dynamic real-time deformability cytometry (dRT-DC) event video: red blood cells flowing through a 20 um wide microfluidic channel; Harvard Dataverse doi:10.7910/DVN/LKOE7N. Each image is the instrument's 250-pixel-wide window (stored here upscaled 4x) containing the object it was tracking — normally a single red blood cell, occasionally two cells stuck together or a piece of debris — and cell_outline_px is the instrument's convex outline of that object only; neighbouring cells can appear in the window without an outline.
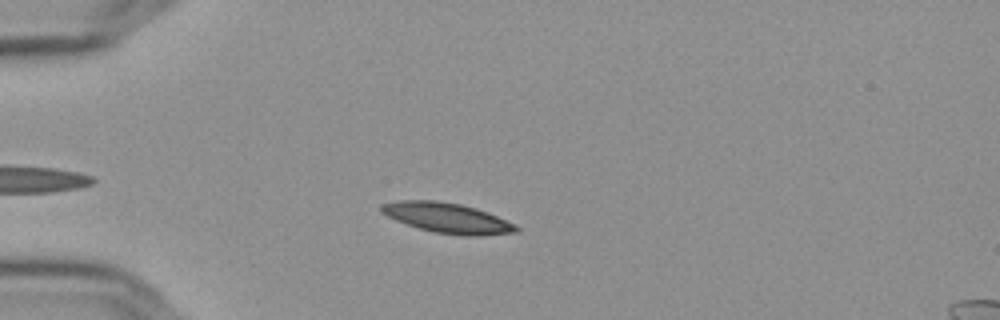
{"species": "Egyptian fruit bat (a non-hibernating species)", "species_latin": "Rousettus aegyptiacus", "temperature_condition": "cold", "stored_images_in_passage": 33, "camera_frame_rate_fps": 3000, "um_per_image_px": 0.085, "frame": {"image": 1, "passage_image": 2, "time_ms": 0.333, "image_size_px": [1000, 320], "cell_outline_px": [[520, 228], [516, 232], [480, 236], [464, 236], [432, 232], [396, 220], [380, 212], [380, 204], [400, 200], [436, 200], [460, 204], [476, 208], [516, 224]], "centroid_in_image_um": [38.02, 18.52], "position_along_channel_um": 47.0, "area_um2": 23.64}}
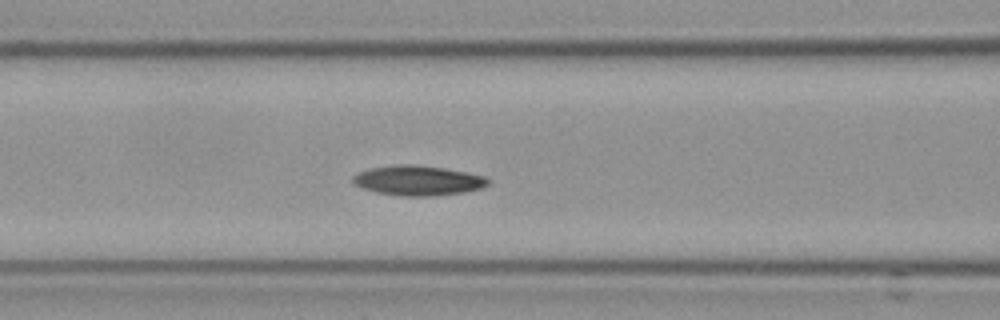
{"frame": {"image": 2, "passage_image": 11, "time_ms": 3.333, "image_size_px": [1000, 320], "cell_outline_px": [[488, 184], [480, 188], [464, 192], [428, 196], [400, 196], [376, 192], [352, 184], [352, 176], [360, 172], [372, 168], [396, 164], [412, 164], [444, 168], [484, 176], [488, 180]], "centroid_in_image_um": [35.48, 15.34], "position_along_channel_um": 131.1, "area_um2": 23.29}}
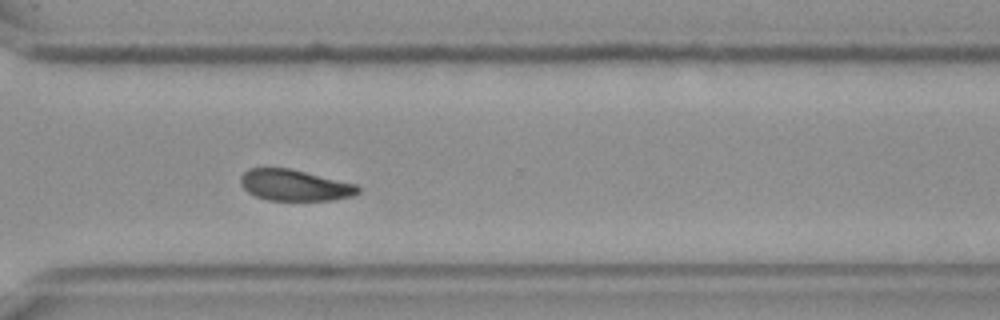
{"frame": {"image": 3, "passage_image": 29, "time_ms": 9.333, "image_size_px": [1000, 320], "cell_outline_px": [[360, 192], [352, 196], [332, 200], [268, 200], [256, 196], [248, 192], [240, 184], [240, 176], [248, 168], [288, 168], [356, 184], [360, 188]], "centroid_in_image_um": [25.03, 15.74], "position_along_channel_um": 345.6, "area_um2": 21.21}, "authors_computed_cell_mechanics": {"area_um2": 22.9466, "velocity_mm_per_s": 3.5818, "shape_relaxation_time_tau1_ms": 4.1697, "shape_relaxation_time_tau2_ms": null, "deformation_change_tau1": 0.1135, "deformation_change_tau2": null}}